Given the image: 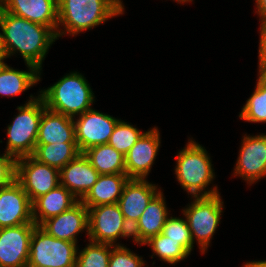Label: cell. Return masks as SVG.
I'll use <instances>...</instances> for the list:
<instances>
[{
    "instance_id": "cell-1",
    "label": "cell",
    "mask_w": 266,
    "mask_h": 267,
    "mask_svg": "<svg viewBox=\"0 0 266 267\" xmlns=\"http://www.w3.org/2000/svg\"><path fill=\"white\" fill-rule=\"evenodd\" d=\"M0 30L5 58L20 53L25 64L36 67L41 76L43 61L57 40L56 33L48 26L15 16L1 8Z\"/></svg>"
},
{
    "instance_id": "cell-2",
    "label": "cell",
    "mask_w": 266,
    "mask_h": 267,
    "mask_svg": "<svg viewBox=\"0 0 266 267\" xmlns=\"http://www.w3.org/2000/svg\"><path fill=\"white\" fill-rule=\"evenodd\" d=\"M124 8L116 0H58L57 39L66 34L76 36L122 16Z\"/></svg>"
},
{
    "instance_id": "cell-3",
    "label": "cell",
    "mask_w": 266,
    "mask_h": 267,
    "mask_svg": "<svg viewBox=\"0 0 266 267\" xmlns=\"http://www.w3.org/2000/svg\"><path fill=\"white\" fill-rule=\"evenodd\" d=\"M175 175L178 183L192 197L219 194L218 187L212 186L215 172L208 151L192 138L176 155ZM207 188V189H206Z\"/></svg>"
},
{
    "instance_id": "cell-4",
    "label": "cell",
    "mask_w": 266,
    "mask_h": 267,
    "mask_svg": "<svg viewBox=\"0 0 266 267\" xmlns=\"http://www.w3.org/2000/svg\"><path fill=\"white\" fill-rule=\"evenodd\" d=\"M39 93L47 109L72 118L92 109L95 101L90 84L77 71L66 74Z\"/></svg>"
},
{
    "instance_id": "cell-5",
    "label": "cell",
    "mask_w": 266,
    "mask_h": 267,
    "mask_svg": "<svg viewBox=\"0 0 266 267\" xmlns=\"http://www.w3.org/2000/svg\"><path fill=\"white\" fill-rule=\"evenodd\" d=\"M44 108L45 103L39 93L38 96L30 95L27 103L17 107L18 114L6 129V154L15 159L33 155Z\"/></svg>"
},
{
    "instance_id": "cell-6",
    "label": "cell",
    "mask_w": 266,
    "mask_h": 267,
    "mask_svg": "<svg viewBox=\"0 0 266 267\" xmlns=\"http://www.w3.org/2000/svg\"><path fill=\"white\" fill-rule=\"evenodd\" d=\"M192 198L193 201L182 213L188 222L193 243L196 240L201 253L205 254L222 219L224 201L220 194Z\"/></svg>"
},
{
    "instance_id": "cell-7",
    "label": "cell",
    "mask_w": 266,
    "mask_h": 267,
    "mask_svg": "<svg viewBox=\"0 0 266 267\" xmlns=\"http://www.w3.org/2000/svg\"><path fill=\"white\" fill-rule=\"evenodd\" d=\"M77 243L57 239L40 226L32 232L27 267H75Z\"/></svg>"
},
{
    "instance_id": "cell-8",
    "label": "cell",
    "mask_w": 266,
    "mask_h": 267,
    "mask_svg": "<svg viewBox=\"0 0 266 267\" xmlns=\"http://www.w3.org/2000/svg\"><path fill=\"white\" fill-rule=\"evenodd\" d=\"M132 237V228L126 222L118 204H103L88 208V239L97 243H116L119 238Z\"/></svg>"
},
{
    "instance_id": "cell-9",
    "label": "cell",
    "mask_w": 266,
    "mask_h": 267,
    "mask_svg": "<svg viewBox=\"0 0 266 267\" xmlns=\"http://www.w3.org/2000/svg\"><path fill=\"white\" fill-rule=\"evenodd\" d=\"M15 180L31 202L60 184V170L39 162L32 155L16 159Z\"/></svg>"
},
{
    "instance_id": "cell-10",
    "label": "cell",
    "mask_w": 266,
    "mask_h": 267,
    "mask_svg": "<svg viewBox=\"0 0 266 267\" xmlns=\"http://www.w3.org/2000/svg\"><path fill=\"white\" fill-rule=\"evenodd\" d=\"M76 143L81 153L88 148L107 144L119 119L94 108L74 117Z\"/></svg>"
},
{
    "instance_id": "cell-11",
    "label": "cell",
    "mask_w": 266,
    "mask_h": 267,
    "mask_svg": "<svg viewBox=\"0 0 266 267\" xmlns=\"http://www.w3.org/2000/svg\"><path fill=\"white\" fill-rule=\"evenodd\" d=\"M234 176H240L248 185L266 177V134L243 136Z\"/></svg>"
},
{
    "instance_id": "cell-12",
    "label": "cell",
    "mask_w": 266,
    "mask_h": 267,
    "mask_svg": "<svg viewBox=\"0 0 266 267\" xmlns=\"http://www.w3.org/2000/svg\"><path fill=\"white\" fill-rule=\"evenodd\" d=\"M36 224L0 228V267H27L30 239Z\"/></svg>"
},
{
    "instance_id": "cell-13",
    "label": "cell",
    "mask_w": 266,
    "mask_h": 267,
    "mask_svg": "<svg viewBox=\"0 0 266 267\" xmlns=\"http://www.w3.org/2000/svg\"><path fill=\"white\" fill-rule=\"evenodd\" d=\"M158 127L145 131L125 155L126 175L130 179H146L160 149Z\"/></svg>"
},
{
    "instance_id": "cell-14",
    "label": "cell",
    "mask_w": 266,
    "mask_h": 267,
    "mask_svg": "<svg viewBox=\"0 0 266 267\" xmlns=\"http://www.w3.org/2000/svg\"><path fill=\"white\" fill-rule=\"evenodd\" d=\"M22 224H35L32 218V202L22 186L14 180L0 188V228Z\"/></svg>"
},
{
    "instance_id": "cell-15",
    "label": "cell",
    "mask_w": 266,
    "mask_h": 267,
    "mask_svg": "<svg viewBox=\"0 0 266 267\" xmlns=\"http://www.w3.org/2000/svg\"><path fill=\"white\" fill-rule=\"evenodd\" d=\"M158 185L147 179H129L118 200L126 222L132 228L139 220L148 203L161 191Z\"/></svg>"
},
{
    "instance_id": "cell-16",
    "label": "cell",
    "mask_w": 266,
    "mask_h": 267,
    "mask_svg": "<svg viewBox=\"0 0 266 267\" xmlns=\"http://www.w3.org/2000/svg\"><path fill=\"white\" fill-rule=\"evenodd\" d=\"M40 227L54 238L78 243V234L85 231L88 236V208L78 201L69 210L45 220Z\"/></svg>"
},
{
    "instance_id": "cell-17",
    "label": "cell",
    "mask_w": 266,
    "mask_h": 267,
    "mask_svg": "<svg viewBox=\"0 0 266 267\" xmlns=\"http://www.w3.org/2000/svg\"><path fill=\"white\" fill-rule=\"evenodd\" d=\"M0 8L57 32L58 0H0Z\"/></svg>"
},
{
    "instance_id": "cell-18",
    "label": "cell",
    "mask_w": 266,
    "mask_h": 267,
    "mask_svg": "<svg viewBox=\"0 0 266 267\" xmlns=\"http://www.w3.org/2000/svg\"><path fill=\"white\" fill-rule=\"evenodd\" d=\"M99 175L84 153H80L60 170V184L81 201Z\"/></svg>"
},
{
    "instance_id": "cell-19",
    "label": "cell",
    "mask_w": 266,
    "mask_h": 267,
    "mask_svg": "<svg viewBox=\"0 0 266 267\" xmlns=\"http://www.w3.org/2000/svg\"><path fill=\"white\" fill-rule=\"evenodd\" d=\"M170 216L163 192H159L147 205L139 220L132 227L134 243L142 246L150 238L162 233L164 224Z\"/></svg>"
},
{
    "instance_id": "cell-20",
    "label": "cell",
    "mask_w": 266,
    "mask_h": 267,
    "mask_svg": "<svg viewBox=\"0 0 266 267\" xmlns=\"http://www.w3.org/2000/svg\"><path fill=\"white\" fill-rule=\"evenodd\" d=\"M76 143L75 124L72 117L47 109L43 110L36 145Z\"/></svg>"
},
{
    "instance_id": "cell-21",
    "label": "cell",
    "mask_w": 266,
    "mask_h": 267,
    "mask_svg": "<svg viewBox=\"0 0 266 267\" xmlns=\"http://www.w3.org/2000/svg\"><path fill=\"white\" fill-rule=\"evenodd\" d=\"M78 201L70 191L59 184L32 202L33 222L40 226L45 220L69 210Z\"/></svg>"
},
{
    "instance_id": "cell-22",
    "label": "cell",
    "mask_w": 266,
    "mask_h": 267,
    "mask_svg": "<svg viewBox=\"0 0 266 267\" xmlns=\"http://www.w3.org/2000/svg\"><path fill=\"white\" fill-rule=\"evenodd\" d=\"M129 179L126 174L99 175L97 181L81 202L87 208L103 204H117Z\"/></svg>"
},
{
    "instance_id": "cell-23",
    "label": "cell",
    "mask_w": 266,
    "mask_h": 267,
    "mask_svg": "<svg viewBox=\"0 0 266 267\" xmlns=\"http://www.w3.org/2000/svg\"><path fill=\"white\" fill-rule=\"evenodd\" d=\"M25 65L28 68L27 71L13 69L5 62L0 64V96L19 95L41 81L40 71L30 64Z\"/></svg>"
},
{
    "instance_id": "cell-24",
    "label": "cell",
    "mask_w": 266,
    "mask_h": 267,
    "mask_svg": "<svg viewBox=\"0 0 266 267\" xmlns=\"http://www.w3.org/2000/svg\"><path fill=\"white\" fill-rule=\"evenodd\" d=\"M100 174H126L125 156L108 144L96 145L83 152Z\"/></svg>"
},
{
    "instance_id": "cell-25",
    "label": "cell",
    "mask_w": 266,
    "mask_h": 267,
    "mask_svg": "<svg viewBox=\"0 0 266 267\" xmlns=\"http://www.w3.org/2000/svg\"><path fill=\"white\" fill-rule=\"evenodd\" d=\"M77 143L36 145L33 157L39 162L61 170L80 154Z\"/></svg>"
},
{
    "instance_id": "cell-26",
    "label": "cell",
    "mask_w": 266,
    "mask_h": 267,
    "mask_svg": "<svg viewBox=\"0 0 266 267\" xmlns=\"http://www.w3.org/2000/svg\"><path fill=\"white\" fill-rule=\"evenodd\" d=\"M143 245L150 246L154 256H158L160 261L171 265L185 260L190 255L179 241H173L162 233L150 238Z\"/></svg>"
},
{
    "instance_id": "cell-27",
    "label": "cell",
    "mask_w": 266,
    "mask_h": 267,
    "mask_svg": "<svg viewBox=\"0 0 266 267\" xmlns=\"http://www.w3.org/2000/svg\"><path fill=\"white\" fill-rule=\"evenodd\" d=\"M88 241L85 248L78 247L75 267H108L112 245Z\"/></svg>"
},
{
    "instance_id": "cell-28",
    "label": "cell",
    "mask_w": 266,
    "mask_h": 267,
    "mask_svg": "<svg viewBox=\"0 0 266 267\" xmlns=\"http://www.w3.org/2000/svg\"><path fill=\"white\" fill-rule=\"evenodd\" d=\"M239 118L252 123H266V87L258 80L252 95L246 100Z\"/></svg>"
},
{
    "instance_id": "cell-29",
    "label": "cell",
    "mask_w": 266,
    "mask_h": 267,
    "mask_svg": "<svg viewBox=\"0 0 266 267\" xmlns=\"http://www.w3.org/2000/svg\"><path fill=\"white\" fill-rule=\"evenodd\" d=\"M143 133L130 123L119 119L107 144L125 156Z\"/></svg>"
},
{
    "instance_id": "cell-30",
    "label": "cell",
    "mask_w": 266,
    "mask_h": 267,
    "mask_svg": "<svg viewBox=\"0 0 266 267\" xmlns=\"http://www.w3.org/2000/svg\"><path fill=\"white\" fill-rule=\"evenodd\" d=\"M162 234L173 241H179V243L191 254L194 243L192 241L186 217L184 219L169 216L162 229Z\"/></svg>"
},
{
    "instance_id": "cell-31",
    "label": "cell",
    "mask_w": 266,
    "mask_h": 267,
    "mask_svg": "<svg viewBox=\"0 0 266 267\" xmlns=\"http://www.w3.org/2000/svg\"><path fill=\"white\" fill-rule=\"evenodd\" d=\"M143 257L123 245H112L108 267H143Z\"/></svg>"
},
{
    "instance_id": "cell-32",
    "label": "cell",
    "mask_w": 266,
    "mask_h": 267,
    "mask_svg": "<svg viewBox=\"0 0 266 267\" xmlns=\"http://www.w3.org/2000/svg\"><path fill=\"white\" fill-rule=\"evenodd\" d=\"M16 176V159L9 154H0V188L9 186Z\"/></svg>"
},
{
    "instance_id": "cell-33",
    "label": "cell",
    "mask_w": 266,
    "mask_h": 267,
    "mask_svg": "<svg viewBox=\"0 0 266 267\" xmlns=\"http://www.w3.org/2000/svg\"><path fill=\"white\" fill-rule=\"evenodd\" d=\"M260 42L258 49V65H266V22L260 23Z\"/></svg>"
},
{
    "instance_id": "cell-34",
    "label": "cell",
    "mask_w": 266,
    "mask_h": 267,
    "mask_svg": "<svg viewBox=\"0 0 266 267\" xmlns=\"http://www.w3.org/2000/svg\"><path fill=\"white\" fill-rule=\"evenodd\" d=\"M255 8L257 9L255 13L259 16V22L265 23L266 22V0H255Z\"/></svg>"
},
{
    "instance_id": "cell-35",
    "label": "cell",
    "mask_w": 266,
    "mask_h": 267,
    "mask_svg": "<svg viewBox=\"0 0 266 267\" xmlns=\"http://www.w3.org/2000/svg\"><path fill=\"white\" fill-rule=\"evenodd\" d=\"M258 81L266 87V65H258Z\"/></svg>"
},
{
    "instance_id": "cell-36",
    "label": "cell",
    "mask_w": 266,
    "mask_h": 267,
    "mask_svg": "<svg viewBox=\"0 0 266 267\" xmlns=\"http://www.w3.org/2000/svg\"><path fill=\"white\" fill-rule=\"evenodd\" d=\"M242 267H266V260L247 261Z\"/></svg>"
},
{
    "instance_id": "cell-37",
    "label": "cell",
    "mask_w": 266,
    "mask_h": 267,
    "mask_svg": "<svg viewBox=\"0 0 266 267\" xmlns=\"http://www.w3.org/2000/svg\"><path fill=\"white\" fill-rule=\"evenodd\" d=\"M0 59H6L1 45V31H0Z\"/></svg>"
},
{
    "instance_id": "cell-38",
    "label": "cell",
    "mask_w": 266,
    "mask_h": 267,
    "mask_svg": "<svg viewBox=\"0 0 266 267\" xmlns=\"http://www.w3.org/2000/svg\"><path fill=\"white\" fill-rule=\"evenodd\" d=\"M174 1L177 2V3H180V4H184V3H189V2H191L193 0H174Z\"/></svg>"
},
{
    "instance_id": "cell-39",
    "label": "cell",
    "mask_w": 266,
    "mask_h": 267,
    "mask_svg": "<svg viewBox=\"0 0 266 267\" xmlns=\"http://www.w3.org/2000/svg\"><path fill=\"white\" fill-rule=\"evenodd\" d=\"M116 1L119 2L124 7V4L122 3L123 1L121 0H116Z\"/></svg>"
},
{
    "instance_id": "cell-40",
    "label": "cell",
    "mask_w": 266,
    "mask_h": 267,
    "mask_svg": "<svg viewBox=\"0 0 266 267\" xmlns=\"http://www.w3.org/2000/svg\"><path fill=\"white\" fill-rule=\"evenodd\" d=\"M4 60H5V59H0V64H1L2 62H4Z\"/></svg>"
}]
</instances>
